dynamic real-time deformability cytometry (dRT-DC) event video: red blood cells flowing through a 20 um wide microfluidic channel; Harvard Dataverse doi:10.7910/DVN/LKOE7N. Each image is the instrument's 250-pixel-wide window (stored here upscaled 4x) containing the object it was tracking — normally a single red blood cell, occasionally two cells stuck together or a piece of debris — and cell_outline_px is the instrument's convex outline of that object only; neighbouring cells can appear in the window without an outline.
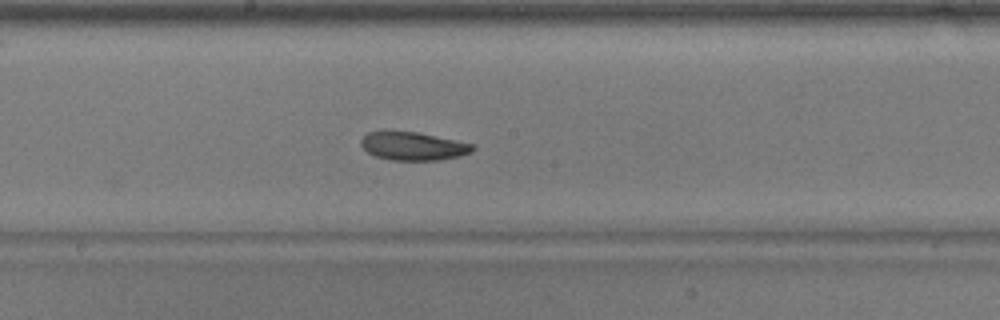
{"species": "common noctule bat (a hibernating species)", "species_latin": "Nyctalus noctula", "temperature_condition": "warm", "stored_images_in_passage": 31, "camera_frame_rate_fps": 3000, "um_per_image_px": 0.085, "animal": {"sex": "male", "body_mass_g": 17.9}, "frame": {"image": 1, "passage_image": 16, "time_ms": 5.0, "image_size_px": [1000, 320], "cell_outline_px": [[476, 148], [472, 152], [460, 156], [440, 160], [392, 160], [376, 156], [368, 152], [360, 144], [360, 140], [368, 132], [416, 132], [472, 144]], "centroid_in_image_um": [35.13, 12.44], "position_along_channel_um": 213.1, "area_um2": 18.03}}
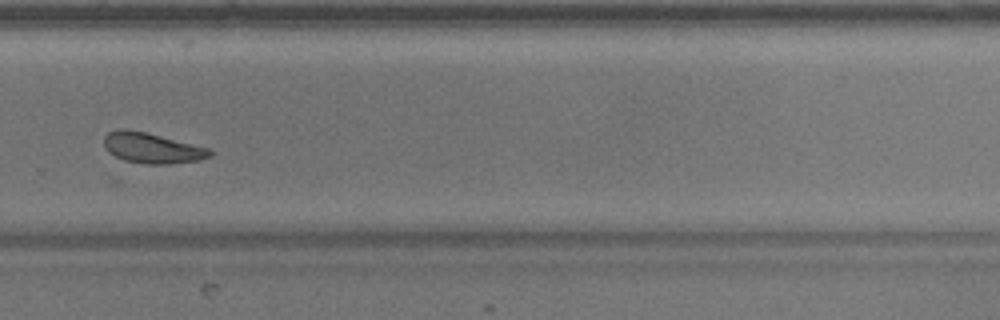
{"frame": {"image": 2, "passage_image": 24, "time_ms": 7.667, "image_size_px": [1000, 320], "cell_outline_px": [[212, 156], [200, 160], [168, 164], [148, 164], [124, 160], [108, 152], [104, 148], [104, 136], [108, 132], [116, 128], [128, 128], [212, 148]], "centroid_in_image_um": [12.93, 12.57], "position_along_channel_um": 316.9, "area_um2": 19.07}}